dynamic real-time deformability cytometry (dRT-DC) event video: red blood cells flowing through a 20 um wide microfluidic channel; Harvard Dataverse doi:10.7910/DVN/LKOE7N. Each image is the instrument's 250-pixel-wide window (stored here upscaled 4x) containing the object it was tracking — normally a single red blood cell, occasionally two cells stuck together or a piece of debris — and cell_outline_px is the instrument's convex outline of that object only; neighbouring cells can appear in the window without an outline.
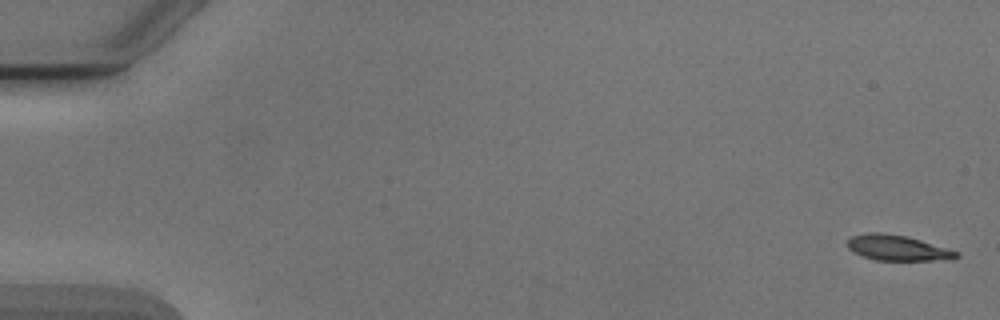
{"species": "Egyptian fruit bat (a non-hibernating species)", "species_latin": "Rousettus aegyptiacus", "temperature_condition": "cold", "stored_images_in_passage": 6, "camera_frame_rate_fps": 3000, "um_per_image_px": 0.085, "animal": {"sex": "male"}, "frame": {"image": 1, "passage_image": 1, "time_ms": 0.0, "image_size_px": [1000, 320], "cell_outline_px": [[960, 256], [932, 260], [876, 260], [852, 252], [848, 248], [848, 240], [852, 236], [868, 232], [880, 232], [908, 236], [960, 252]], "centroid_in_image_um": [76.25, 21.05], "position_along_channel_um": 8.8, "area_um2": 15.95}}
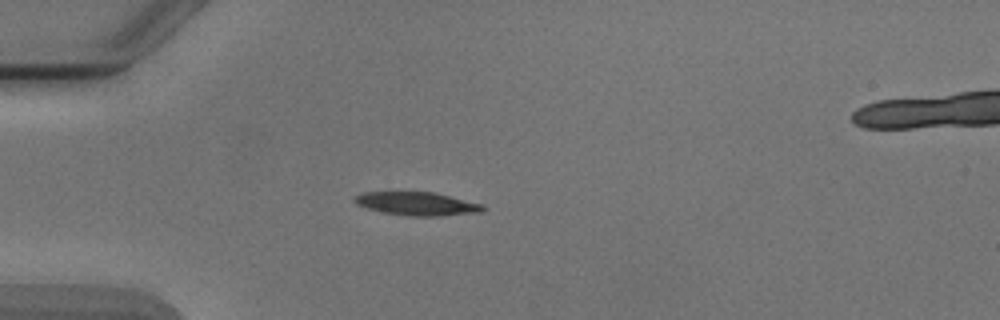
{"frame": {"image": 2, "passage_image": 5, "time_ms": 4.667, "image_size_px": [1000, 320], "cell_outline_px": [[484, 212], [440, 216], [408, 216], [384, 212], [368, 208], [356, 204], [352, 200], [356, 196], [364, 192], [436, 192], [484, 204]], "centroid_in_image_um": [35.51, 17.31], "position_along_channel_um": 49.5, "area_um2": 17.57}}